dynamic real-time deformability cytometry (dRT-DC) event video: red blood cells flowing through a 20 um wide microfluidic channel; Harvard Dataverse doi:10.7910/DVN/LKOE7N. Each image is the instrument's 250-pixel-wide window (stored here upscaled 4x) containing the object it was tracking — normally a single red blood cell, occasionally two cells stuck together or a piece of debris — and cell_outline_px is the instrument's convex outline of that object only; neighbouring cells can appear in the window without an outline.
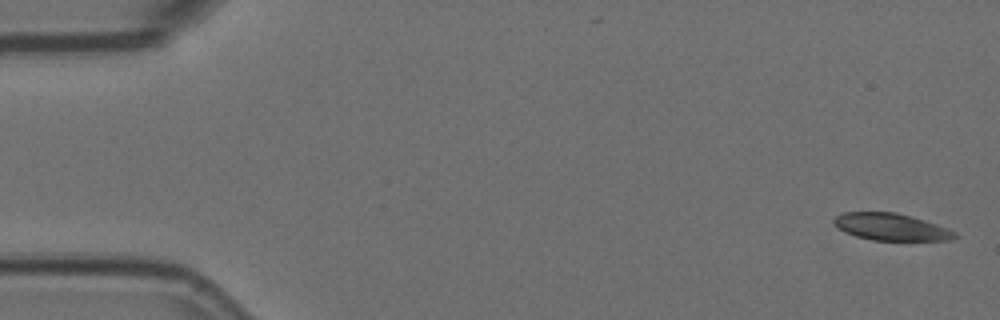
{"species": "Egyptian fruit bat (a non-hibernating species)", "species_latin": "Rousettus aegyptiacus", "temperature_condition": "room temperature", "stored_images_in_passage": 6, "segment_of_instrument_passage": [2, 2], "camera_frame_rate_fps": 3000, "um_per_image_px": 0.085, "animal": {"sex": "female"}, "frame": {"image": 1, "passage_image": 6, "time_ms": 1.667, "image_size_px": [1000, 320], "cell_outline_px": [[960, 236], [952, 240], [872, 240], [856, 236], [844, 232], [832, 220], [836, 216], [844, 212], [896, 212], [912, 216], [948, 228], [956, 232]], "centroid_in_image_um": [75.78, 19.29], "position_along_channel_um": 9.2, "area_um2": 19.02}}